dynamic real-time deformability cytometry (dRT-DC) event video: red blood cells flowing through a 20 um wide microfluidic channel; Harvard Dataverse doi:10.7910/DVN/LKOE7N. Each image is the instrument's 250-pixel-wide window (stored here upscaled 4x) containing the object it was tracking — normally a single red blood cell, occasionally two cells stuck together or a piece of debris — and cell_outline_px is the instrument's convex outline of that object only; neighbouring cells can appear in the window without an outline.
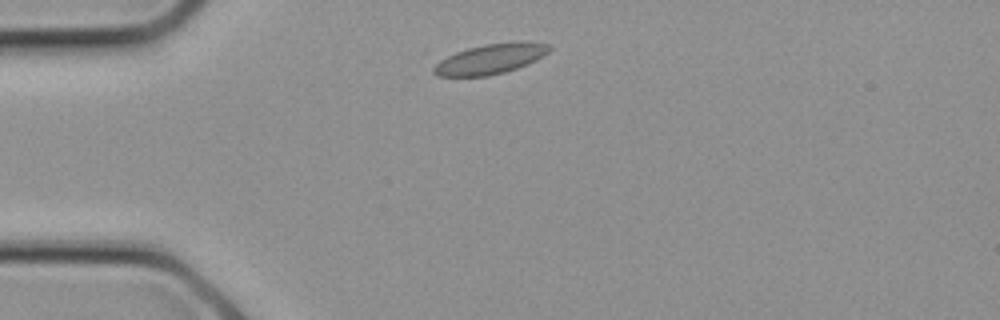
{"species": "common noctule bat (a hibernating species)", "species_latin": "Nyctalus noctula", "temperature_condition": "cold", "stored_images_in_passage": 4, "camera_frame_rate_fps": 3000, "um_per_image_px": 0.085, "animal": {"sex": "female", "body_mass_g": 21.9}, "frame": {"image": 1, "passage_image": 1, "time_ms": 0.0, "image_size_px": [1000, 320], "cell_outline_px": [[552, 48], [548, 52], [536, 60], [528, 64], [504, 72], [488, 76], [436, 76], [432, 72], [432, 68], [440, 60], [456, 52], [468, 48], [484, 44], [516, 40], [528, 40], [548, 44]], "centroid_in_image_um": [41.72, 4.98], "position_along_channel_um": 43.3, "area_um2": 20.52}}
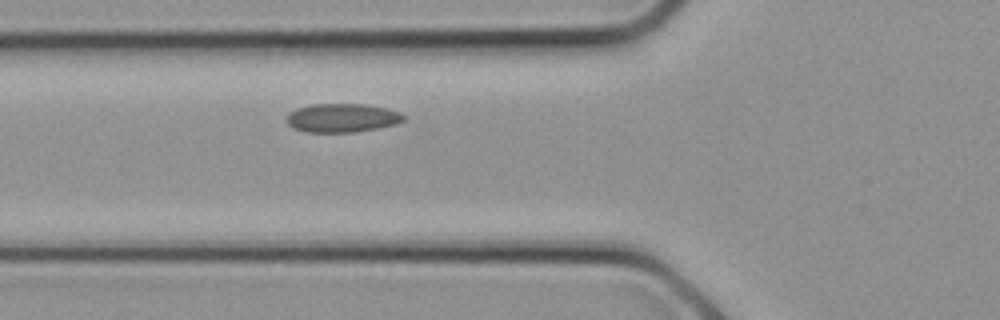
{"frame": {"image": 2, "passage_image": 4, "time_ms": 1.0, "image_size_px": [1000, 320], "cell_outline_px": [[404, 120], [396, 124], [380, 128], [356, 132], [304, 132], [292, 128], [284, 120], [288, 112], [296, 108], [312, 104], [364, 104], [388, 108], [400, 112], [404, 116]], "centroid_in_image_um": [29.04, 10.02], "position_along_channel_um": 96.8, "area_um2": 19.94}}